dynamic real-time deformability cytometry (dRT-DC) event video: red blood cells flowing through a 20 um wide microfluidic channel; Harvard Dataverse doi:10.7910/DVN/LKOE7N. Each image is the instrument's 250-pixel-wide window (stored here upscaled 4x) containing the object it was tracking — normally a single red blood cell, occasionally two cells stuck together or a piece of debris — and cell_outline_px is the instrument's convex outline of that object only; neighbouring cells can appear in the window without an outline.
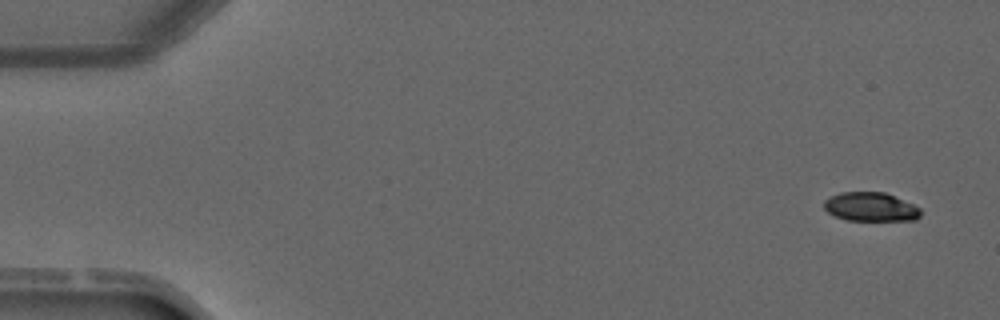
{"species": "common noctule bat (a hibernating species)", "species_latin": "Nyctalus noctula", "temperature_condition": "warm", "stored_images_in_passage": 4, "camera_frame_rate_fps": 3000, "um_per_image_px": 0.085, "animal": {"sex": "male", "forearm_length_mm": 52.5}, "frame": {"image": 1, "passage_image": 1, "time_ms": 0.0, "image_size_px": [1000, 320], "cell_outline_px": [[920, 216], [916, 220], [848, 220], [836, 216], [828, 212], [824, 208], [824, 200], [840, 192], [884, 192], [912, 204], [920, 208]], "centroid_in_image_um": [74.0, 17.58], "position_along_channel_um": 11.0, "area_um2": 16.07}}
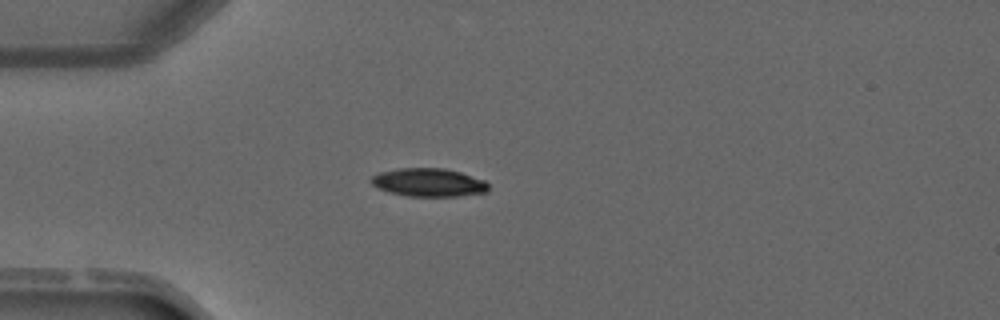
{"frame": {"image": 2, "passage_image": 4, "time_ms": 3.333, "image_size_px": [1000, 320], "cell_outline_px": [[488, 192], [460, 196], [408, 196], [388, 192], [372, 184], [368, 180], [372, 176], [380, 172], [400, 168], [444, 168], [460, 172], [484, 180], [488, 184]], "centroid_in_image_um": [36.43, 15.51], "position_along_channel_um": 48.6, "area_um2": 19.31}}